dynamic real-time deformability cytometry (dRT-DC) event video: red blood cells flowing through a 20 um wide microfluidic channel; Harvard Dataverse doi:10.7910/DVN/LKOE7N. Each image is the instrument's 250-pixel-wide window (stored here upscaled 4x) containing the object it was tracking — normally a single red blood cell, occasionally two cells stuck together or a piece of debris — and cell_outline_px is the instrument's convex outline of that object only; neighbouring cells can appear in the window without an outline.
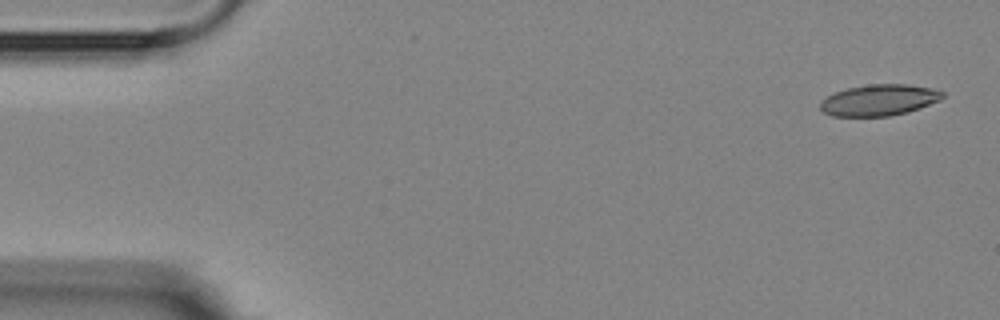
{"species": "Egyptian fruit bat (a non-hibernating species)", "species_latin": "Rousettus aegyptiacus", "temperature_condition": "room temperature", "stored_images_in_passage": 3, "camera_frame_rate_fps": 3000, "um_per_image_px": 0.085, "animal": {"sex": "female"}, "frame": {"image": 1, "passage_image": 1, "time_ms": 0.0, "image_size_px": [1000, 320], "cell_outline_px": [[944, 96], [940, 100], [920, 108], [908, 112], [888, 116], [832, 116], [824, 112], [820, 108], [820, 100], [836, 92], [848, 88], [868, 84], [908, 84], [932, 88], [944, 92]], "centroid_in_image_um": [74.74, 8.5], "position_along_channel_um": 10.3, "area_um2": 22.25}}